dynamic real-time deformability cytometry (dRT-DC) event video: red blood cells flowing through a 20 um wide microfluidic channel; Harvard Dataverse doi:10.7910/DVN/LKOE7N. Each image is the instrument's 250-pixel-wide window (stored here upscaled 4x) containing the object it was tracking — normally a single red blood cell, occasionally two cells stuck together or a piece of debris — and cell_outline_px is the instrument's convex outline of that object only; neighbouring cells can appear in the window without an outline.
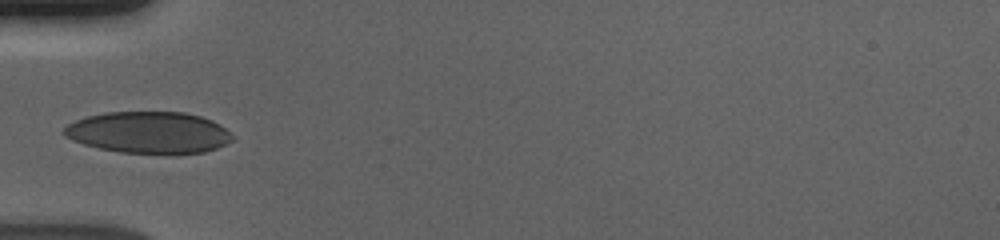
{"species": "human", "species_latin": "Homo sapiens", "temperature_condition": "cold", "stored_images_in_passage": 23, "camera_frame_rate_fps": 3000, "um_per_image_px": 0.085, "donor": {"sex": "male"}, "frame": {"image": 1, "passage_image": 1, "time_ms": 0.0, "image_size_px": [1000, 240], "cell_outline_px": [[232, 140], [216, 148], [204, 152], [172, 156], [168, 156], [120, 152], [100, 148], [84, 144], [72, 140], [64, 136], [60, 132], [68, 124], [76, 120], [88, 116], [104, 112], [184, 112], [200, 116], [212, 120], [220, 124], [232, 136]], "centroid_in_image_um": [12.64, 11.29], "position_along_channel_um": 72.4, "area_um2": 41.56}}